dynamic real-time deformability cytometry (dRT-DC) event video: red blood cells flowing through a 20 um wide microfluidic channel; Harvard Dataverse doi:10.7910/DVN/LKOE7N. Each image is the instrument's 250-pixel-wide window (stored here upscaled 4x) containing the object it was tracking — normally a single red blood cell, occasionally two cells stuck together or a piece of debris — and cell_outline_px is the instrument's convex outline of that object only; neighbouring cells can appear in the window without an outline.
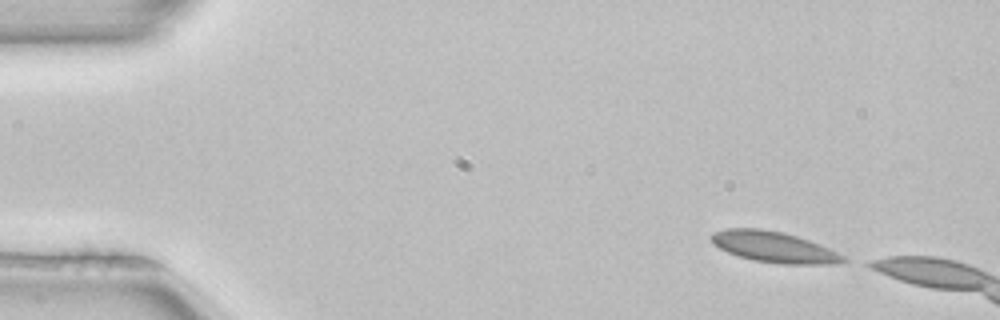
{"species": "common noctule bat (a hibernating species)", "species_latin": "Nyctalus noctula", "temperature_condition": "room temperature", "stored_images_in_passage": 4, "camera_frame_rate_fps": 3000, "um_per_image_px": 0.085, "animal": {"sex": "female", "body_mass_g": 22.7, "forearm_length_mm": 54.2}, "frame": {"image": 1, "passage_image": 1, "time_ms": 0.0, "image_size_px": [1000, 320], "cell_outline_px": [[848, 260], [840, 264], [780, 264], [752, 260], [728, 252], [712, 244], [708, 236], [712, 232], [724, 228], [760, 228], [784, 232], [808, 240], [828, 248], [844, 256]], "centroid_in_image_um": [65.74, 20.99], "position_along_channel_um": 19.3, "area_um2": 23.93}}